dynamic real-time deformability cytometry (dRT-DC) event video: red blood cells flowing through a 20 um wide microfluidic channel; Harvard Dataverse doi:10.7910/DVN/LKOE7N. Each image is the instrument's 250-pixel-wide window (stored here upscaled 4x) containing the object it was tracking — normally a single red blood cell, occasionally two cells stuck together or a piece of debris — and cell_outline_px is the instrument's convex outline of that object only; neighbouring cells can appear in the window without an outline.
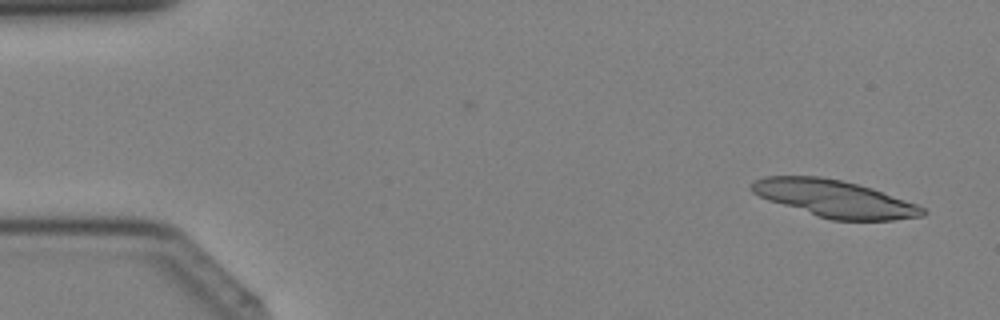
{"species": "Egyptian fruit bat (a non-hibernating species)", "species_latin": "Rousettus aegyptiacus", "temperature_condition": "cold", "stored_images_in_passage": 38, "camera_frame_rate_fps": 3000, "um_per_image_px": 0.085, "animal": {"sex": "female"}, "frame": {"image": 1, "passage_image": 1, "time_ms": 0.0, "image_size_px": [1000, 320], "cell_outline_px": [[928, 212], [924, 216], [892, 220], [832, 220], [768, 200], [752, 192], [748, 184], [752, 180], [764, 176], [820, 176], [840, 180], [872, 188], [916, 204], [924, 208]], "centroid_in_image_um": [70.91, 16.87], "position_along_channel_um": 14.1, "area_um2": 36.7}}
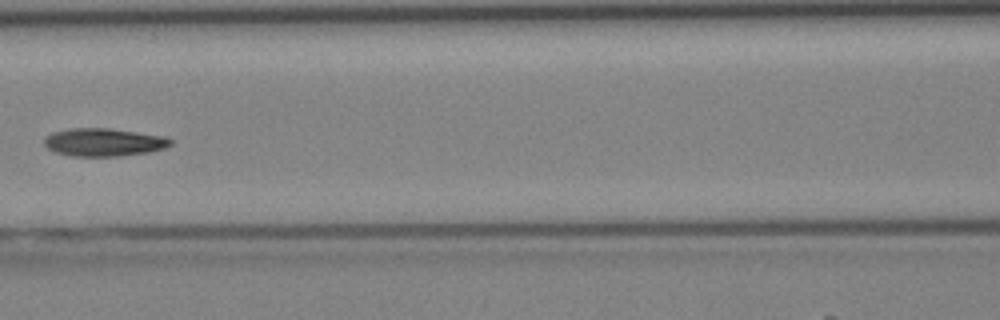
{"frame": {"image": 2, "passage_image": 17, "time_ms": 5.333, "image_size_px": [1000, 320], "cell_outline_px": [[172, 144], [164, 148], [148, 152], [120, 156], [72, 156], [56, 152], [48, 148], [44, 144], [44, 136], [52, 132], [72, 128], [108, 128], [164, 136], [172, 140]], "centroid_in_image_um": [8.8, 12.09], "position_along_channel_um": 157.8, "area_um2": 20.52}}